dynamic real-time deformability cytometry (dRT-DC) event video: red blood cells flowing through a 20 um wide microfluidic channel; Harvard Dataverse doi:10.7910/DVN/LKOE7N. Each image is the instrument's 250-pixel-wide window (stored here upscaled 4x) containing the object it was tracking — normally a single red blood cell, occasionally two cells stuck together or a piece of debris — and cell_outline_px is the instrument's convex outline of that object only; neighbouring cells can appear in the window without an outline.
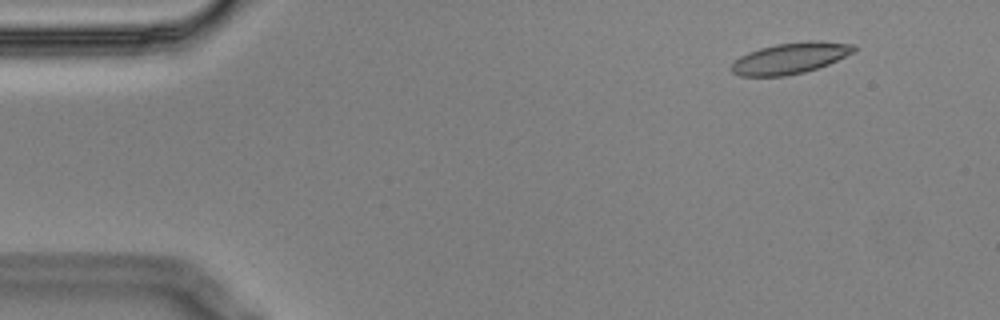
{"species": "Egyptian fruit bat (a non-hibernating species)", "species_latin": "Rousettus aegyptiacus", "temperature_condition": "cold", "stored_images_in_passage": 5, "camera_frame_rate_fps": 3000, "um_per_image_px": 0.085, "animal": {"sex": "male"}, "frame": {"image": 1, "passage_image": 1, "time_ms": 0.0, "image_size_px": [1000, 320], "cell_outline_px": [[856, 52], [828, 64], [804, 72], [784, 76], [740, 76], [732, 72], [732, 64], [740, 56], [748, 52], [760, 48], [776, 44], [808, 40], [812, 40], [852, 44], [856, 48]], "centroid_in_image_um": [67.19, 4.94], "position_along_channel_um": 17.8, "area_um2": 22.08}}